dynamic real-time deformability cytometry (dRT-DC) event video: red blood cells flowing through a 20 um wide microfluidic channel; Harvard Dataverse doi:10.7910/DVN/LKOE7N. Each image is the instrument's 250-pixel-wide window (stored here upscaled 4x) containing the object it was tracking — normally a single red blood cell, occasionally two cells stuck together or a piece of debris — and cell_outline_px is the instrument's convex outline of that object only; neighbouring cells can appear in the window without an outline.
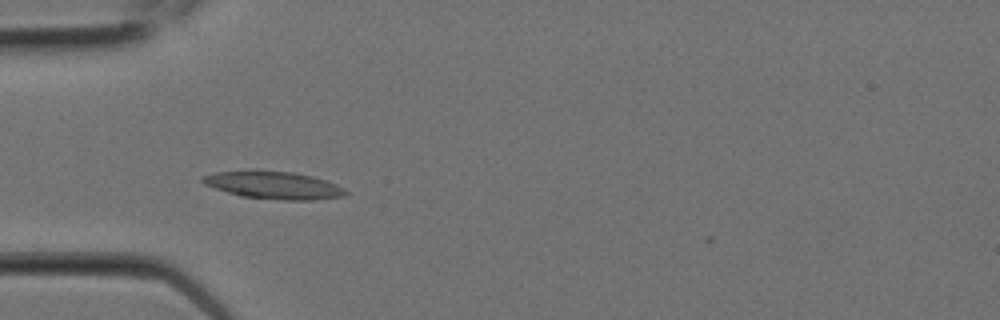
{"species": "Egyptian fruit bat (a non-hibernating species)", "species_latin": "Rousettus aegyptiacus", "temperature_condition": "room temperature", "stored_images_in_passage": 7, "camera_frame_rate_fps": 3000, "um_per_image_px": 0.085, "animal": {"sex": "female"}, "frame": {"image": 1, "passage_image": 6, "time_ms": 1.667, "image_size_px": [1000, 320], "cell_outline_px": [[348, 192], [344, 196], [312, 200], [284, 200], [240, 196], [204, 184], [200, 180], [200, 176], [212, 172], [256, 168], [292, 172], [312, 176], [336, 184], [344, 188]], "centroid_in_image_um": [23.18, 15.7], "position_along_channel_um": 61.8, "area_um2": 23.52}}